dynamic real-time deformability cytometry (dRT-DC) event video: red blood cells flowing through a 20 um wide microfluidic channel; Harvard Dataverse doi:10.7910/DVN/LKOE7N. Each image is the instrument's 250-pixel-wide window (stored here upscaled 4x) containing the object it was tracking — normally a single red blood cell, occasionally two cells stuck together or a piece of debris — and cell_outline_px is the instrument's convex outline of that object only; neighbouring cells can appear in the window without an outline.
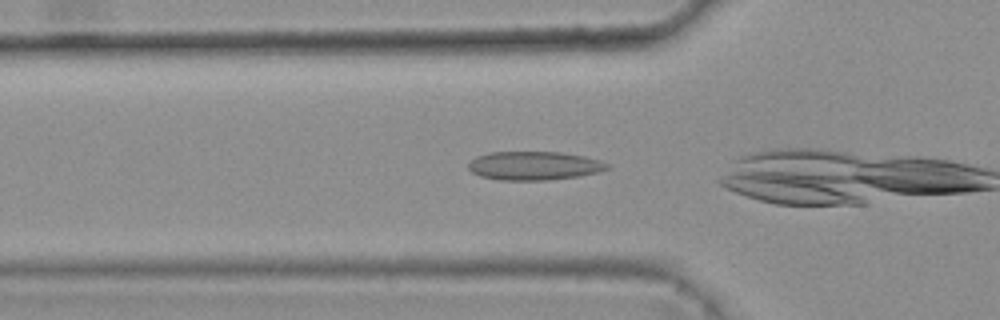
{"species": "common noctule bat (a hibernating species)", "species_latin": "Nyctalus noctula", "temperature_condition": "warm", "stored_images_in_passage": 4, "camera_frame_rate_fps": 3000, "um_per_image_px": 0.085, "animal": {"sex": "female", "body_mass_g": 25.1}, "frame": {"image": 1, "passage_image": 2, "time_ms": 0.333, "image_size_px": [1000, 320], "cell_outline_px": [[608, 168], [596, 172], [580, 176], [548, 180], [500, 180], [480, 176], [472, 172], [468, 168], [468, 164], [476, 156], [492, 152], [560, 152], [584, 156], [600, 160], [608, 164]], "centroid_in_image_um": [45.38, 14.09], "position_along_channel_um": 80.4, "area_um2": 23.06}}